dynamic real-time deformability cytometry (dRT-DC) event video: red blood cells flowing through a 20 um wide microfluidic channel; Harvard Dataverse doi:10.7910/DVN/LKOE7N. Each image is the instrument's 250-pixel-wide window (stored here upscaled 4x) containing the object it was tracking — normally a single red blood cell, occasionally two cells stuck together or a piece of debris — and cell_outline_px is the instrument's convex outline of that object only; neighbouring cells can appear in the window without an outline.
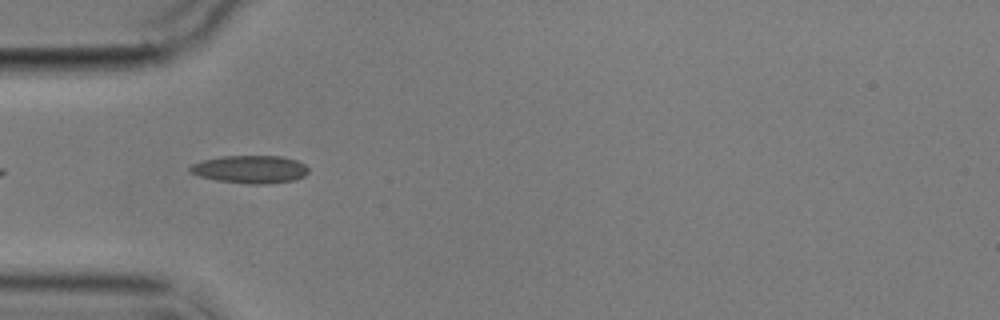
{"species": "common noctule bat (a hibernating species)", "species_latin": "Nyctalus noctula", "temperature_condition": "cold", "stored_images_in_passage": 5, "camera_frame_rate_fps": 3000, "um_per_image_px": 0.085, "animal": {"sex": "male", "body_mass_g": 17.9}, "frame": {"image": 1, "passage_image": 4, "time_ms": 4.333, "image_size_px": [1000, 320], "cell_outline_px": [[308, 172], [304, 176], [296, 180], [268, 184], [248, 184], [216, 180], [200, 176], [188, 172], [188, 168], [192, 164], [204, 160], [220, 156], [280, 156], [296, 160], [304, 164], [308, 168]], "centroid_in_image_um": [21.26, 14.4], "position_along_channel_um": 63.7, "area_um2": 19.31}}
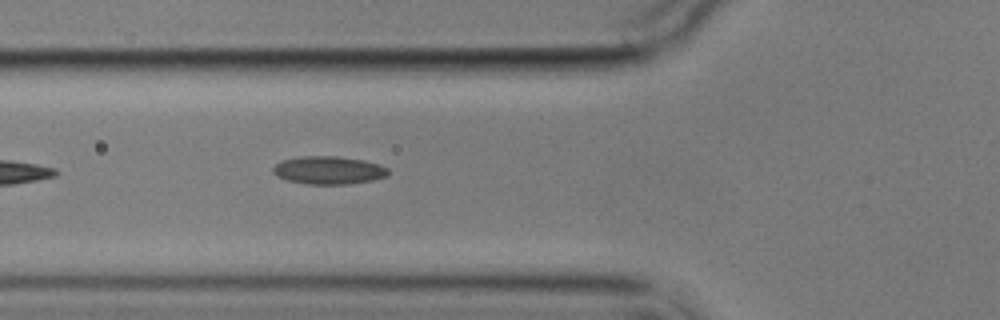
{"frame": {"image": 2, "passage_image": 5, "time_ms": 5.333, "image_size_px": [1000, 320], "cell_outline_px": [[388, 176], [372, 180], [348, 184], [308, 184], [288, 180], [276, 176], [272, 172], [272, 168], [280, 160], [304, 156], [336, 156], [364, 160], [380, 164], [388, 168]], "centroid_in_image_um": [27.93, 14.46], "position_along_channel_um": 97.9, "area_um2": 18.84}}